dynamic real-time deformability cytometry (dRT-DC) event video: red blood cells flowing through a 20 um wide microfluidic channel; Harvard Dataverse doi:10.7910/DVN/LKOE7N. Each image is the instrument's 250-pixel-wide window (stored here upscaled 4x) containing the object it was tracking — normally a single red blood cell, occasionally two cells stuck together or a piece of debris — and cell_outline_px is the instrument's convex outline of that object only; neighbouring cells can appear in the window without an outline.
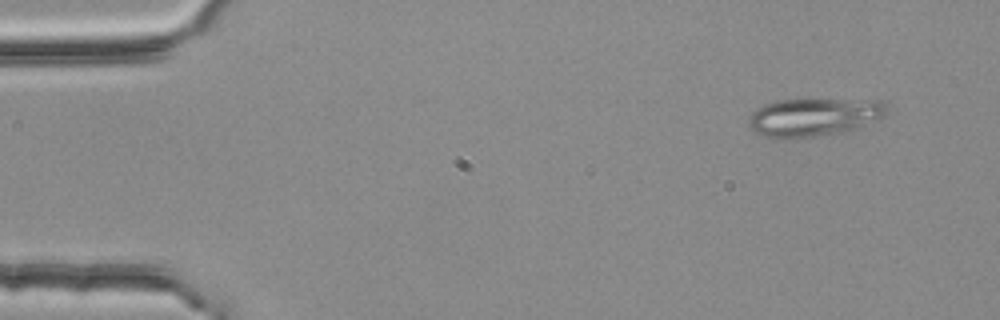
{"species": "common noctule bat (a hibernating species)", "species_latin": "Nyctalus noctula", "temperature_condition": "room temperature", "stored_images_in_passage": 2, "camera_frame_rate_fps": 3000, "um_per_image_px": 0.085, "animal": {"sex": "female", "body_mass_g": 25.1}, "frame": {"image": 1, "passage_image": 1, "time_ms": 0.0, "image_size_px": [1000, 320], "cell_outline_px": [[884, 116], [864, 128], [848, 132], [788, 140], [784, 140], [768, 136], [756, 132], [748, 124], [748, 116], [752, 112], [764, 104], [776, 100], [884, 100]], "centroid_in_image_um": [69.19, 9.99], "position_along_channel_um": 15.8, "area_um2": 31.1}}